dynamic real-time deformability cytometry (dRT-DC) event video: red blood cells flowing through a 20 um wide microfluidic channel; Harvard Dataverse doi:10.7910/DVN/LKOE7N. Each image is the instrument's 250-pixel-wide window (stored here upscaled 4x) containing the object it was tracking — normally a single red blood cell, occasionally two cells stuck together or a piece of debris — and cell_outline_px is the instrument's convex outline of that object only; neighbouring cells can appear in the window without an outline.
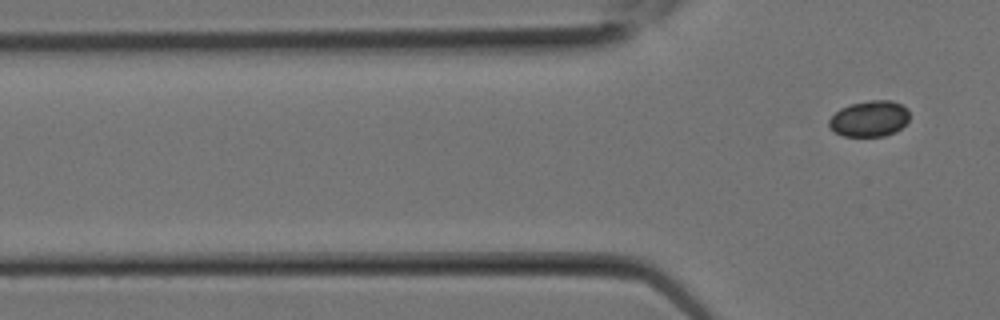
{"species": "Egyptian fruit bat (a non-hibernating species)", "species_latin": "Rousettus aegyptiacus", "temperature_condition": "room temperature", "stored_images_in_passage": 3, "camera_frame_rate_fps": 3000, "um_per_image_px": 0.085, "animal": {"sex": "female"}, "frame": {"image": 1, "passage_image": 3, "time_ms": 0.667, "image_size_px": [1000, 320], "cell_outline_px": [[908, 120], [896, 132], [884, 136], [844, 136], [828, 128], [828, 120], [840, 108], [852, 104], [872, 100], [892, 100], [908, 108]], "centroid_in_image_um": [73.89, 10.09], "position_along_channel_um": 51.9, "area_um2": 16.82}}